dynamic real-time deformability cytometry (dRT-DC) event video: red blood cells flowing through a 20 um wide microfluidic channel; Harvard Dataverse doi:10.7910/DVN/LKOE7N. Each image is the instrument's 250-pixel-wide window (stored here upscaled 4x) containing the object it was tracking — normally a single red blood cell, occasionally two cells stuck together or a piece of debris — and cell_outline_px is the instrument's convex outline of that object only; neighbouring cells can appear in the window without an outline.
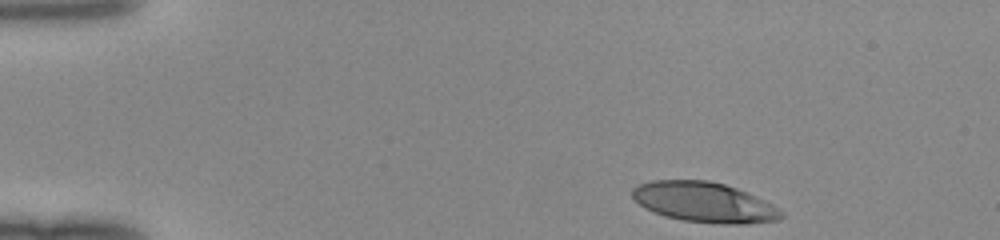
{"species": "human", "species_latin": "Homo sapiens", "temperature_condition": "room temperature", "stored_images_in_passage": 37, "camera_frame_rate_fps": 3000, "um_per_image_px": 0.085, "donor": {"sex": "female"}, "frame": {"image": 1, "passage_image": 1, "time_ms": 0.0, "image_size_px": [1000, 240], "cell_outline_px": [[784, 216], [780, 220], [744, 224], [720, 224], [684, 220], [664, 216], [644, 208], [632, 200], [632, 188], [636, 184], [652, 180], [708, 180], [724, 184], [748, 192], [780, 208], [784, 212]], "centroid_in_image_um": [59.85, 17.19], "position_along_channel_um": 25.2, "area_um2": 35.26}}
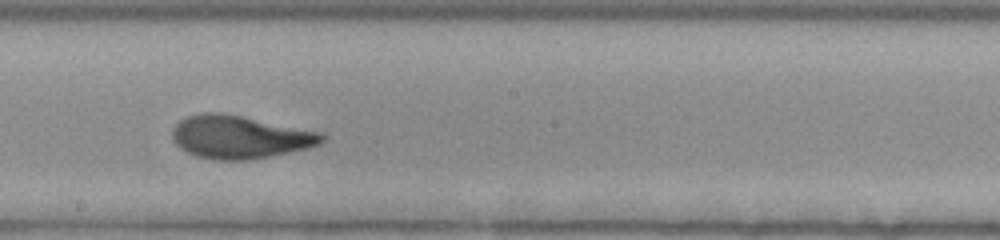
{"frame": {"image": 2, "passage_image": 22, "time_ms": 7.0, "image_size_px": [1000, 240], "cell_outline_px": [[324, 140], [320, 144], [308, 148], [252, 160], [216, 160], [196, 156], [180, 148], [176, 144], [172, 136], [172, 128], [180, 120], [188, 116], [200, 112], [220, 112], [324, 132]], "centroid_in_image_um": [20.39, 11.64], "position_along_channel_um": 227.8, "area_um2": 37.63}}
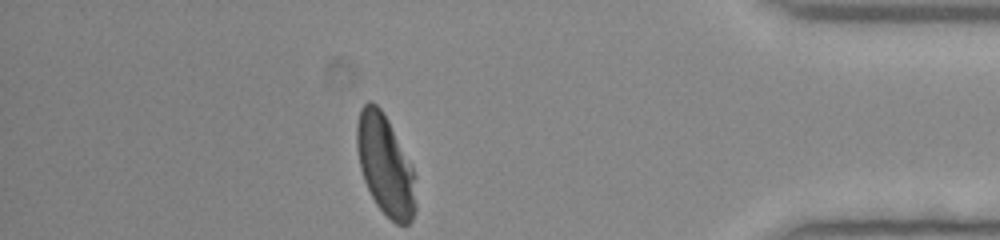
{"frame": {"image": 3, "passage_image": 37, "time_ms": 12.0, "image_size_px": [1000, 240], "cell_outline_px": [[416, 208], [412, 220], [408, 224], [396, 224], [376, 204], [364, 180], [360, 168], [356, 148], [356, 124], [360, 108], [368, 100], [372, 100], [380, 108], [388, 120], [412, 164], [416, 176]], "centroid_in_image_um": [32.76, 14.02], "position_along_channel_um": 402.4, "area_um2": 34.8}}